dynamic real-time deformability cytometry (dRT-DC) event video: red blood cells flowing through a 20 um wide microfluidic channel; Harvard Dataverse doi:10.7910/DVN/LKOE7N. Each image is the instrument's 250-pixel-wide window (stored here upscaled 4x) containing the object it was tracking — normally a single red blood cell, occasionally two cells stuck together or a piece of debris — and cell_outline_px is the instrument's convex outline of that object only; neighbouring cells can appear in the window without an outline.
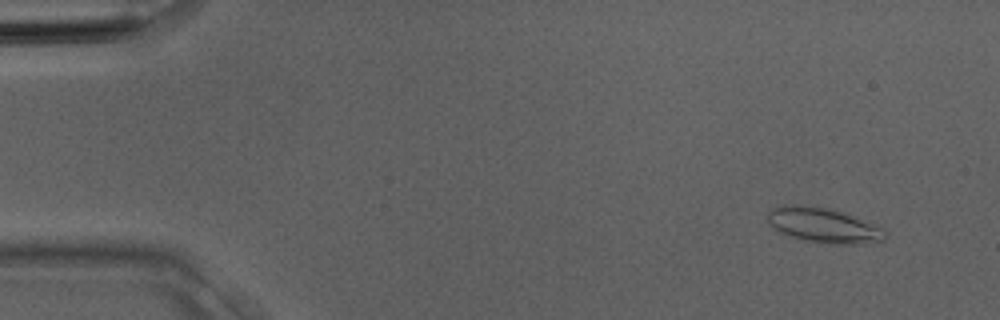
{"species": "Egyptian fruit bat (a non-hibernating species)", "species_latin": "Rousettus aegyptiacus", "temperature_condition": "room temperature", "stored_images_in_passage": 3, "camera_frame_rate_fps": 3000, "um_per_image_px": 0.085, "animal": {"sex": "male"}, "frame": {"image": 1, "passage_image": 1, "time_ms": 0.0, "image_size_px": [1000, 320], "cell_outline_px": [[888, 236], [884, 240], [860, 244], [832, 244], [804, 240], [780, 232], [768, 224], [768, 212], [772, 208], [784, 204], [796, 204], [828, 208], [840, 212], [880, 228], [888, 232]], "centroid_in_image_um": [69.95, 19.15], "position_along_channel_um": 15.1, "area_um2": 23.52}}